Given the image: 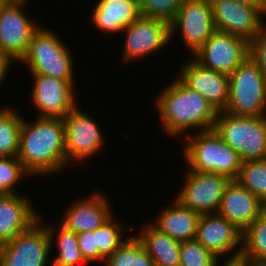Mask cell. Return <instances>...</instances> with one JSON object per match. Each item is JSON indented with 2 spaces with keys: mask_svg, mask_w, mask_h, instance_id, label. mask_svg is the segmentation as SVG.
Segmentation results:
<instances>
[{
  "mask_svg": "<svg viewBox=\"0 0 266 266\" xmlns=\"http://www.w3.org/2000/svg\"><path fill=\"white\" fill-rule=\"evenodd\" d=\"M176 78L154 98L164 132L167 136L180 138L185 132V136L188 135L189 130L214 129L218 112L203 95Z\"/></svg>",
  "mask_w": 266,
  "mask_h": 266,
  "instance_id": "7a4b0ae2",
  "label": "cell"
},
{
  "mask_svg": "<svg viewBox=\"0 0 266 266\" xmlns=\"http://www.w3.org/2000/svg\"><path fill=\"white\" fill-rule=\"evenodd\" d=\"M149 224V225H148ZM135 235L156 266H180V243L151 223Z\"/></svg>",
  "mask_w": 266,
  "mask_h": 266,
  "instance_id": "603a6c76",
  "label": "cell"
},
{
  "mask_svg": "<svg viewBox=\"0 0 266 266\" xmlns=\"http://www.w3.org/2000/svg\"><path fill=\"white\" fill-rule=\"evenodd\" d=\"M223 262L222 263L219 262L216 266H221V264H222V266H246V261H243L241 259H235V260H226L225 259Z\"/></svg>",
  "mask_w": 266,
  "mask_h": 266,
  "instance_id": "d590c367",
  "label": "cell"
},
{
  "mask_svg": "<svg viewBox=\"0 0 266 266\" xmlns=\"http://www.w3.org/2000/svg\"><path fill=\"white\" fill-rule=\"evenodd\" d=\"M122 32L125 45L120 60L124 64L153 55L170 42V24L162 19L140 16Z\"/></svg>",
  "mask_w": 266,
  "mask_h": 266,
  "instance_id": "4fadbf2b",
  "label": "cell"
},
{
  "mask_svg": "<svg viewBox=\"0 0 266 266\" xmlns=\"http://www.w3.org/2000/svg\"><path fill=\"white\" fill-rule=\"evenodd\" d=\"M195 239L220 260L239 259L242 251V232L217 213L200 215Z\"/></svg>",
  "mask_w": 266,
  "mask_h": 266,
  "instance_id": "2e32d148",
  "label": "cell"
},
{
  "mask_svg": "<svg viewBox=\"0 0 266 266\" xmlns=\"http://www.w3.org/2000/svg\"><path fill=\"white\" fill-rule=\"evenodd\" d=\"M229 89L225 112L237 116H266V75L250 57L229 75Z\"/></svg>",
  "mask_w": 266,
  "mask_h": 266,
  "instance_id": "8992f818",
  "label": "cell"
},
{
  "mask_svg": "<svg viewBox=\"0 0 266 266\" xmlns=\"http://www.w3.org/2000/svg\"><path fill=\"white\" fill-rule=\"evenodd\" d=\"M184 185L174 198L183 206L203 215L216 213L224 191L231 181L227 176L185 168Z\"/></svg>",
  "mask_w": 266,
  "mask_h": 266,
  "instance_id": "30bf717a",
  "label": "cell"
},
{
  "mask_svg": "<svg viewBox=\"0 0 266 266\" xmlns=\"http://www.w3.org/2000/svg\"><path fill=\"white\" fill-rule=\"evenodd\" d=\"M32 76L34 82L30 101L38 110V117L63 119L77 105L75 82H66L44 74H32Z\"/></svg>",
  "mask_w": 266,
  "mask_h": 266,
  "instance_id": "5bb4252c",
  "label": "cell"
},
{
  "mask_svg": "<svg viewBox=\"0 0 266 266\" xmlns=\"http://www.w3.org/2000/svg\"><path fill=\"white\" fill-rule=\"evenodd\" d=\"M22 121L12 105L0 108V157H17Z\"/></svg>",
  "mask_w": 266,
  "mask_h": 266,
  "instance_id": "484cf974",
  "label": "cell"
},
{
  "mask_svg": "<svg viewBox=\"0 0 266 266\" xmlns=\"http://www.w3.org/2000/svg\"><path fill=\"white\" fill-rule=\"evenodd\" d=\"M210 2L217 31L240 36L250 42L266 24L262 19L266 13L261 7H248L232 0Z\"/></svg>",
  "mask_w": 266,
  "mask_h": 266,
  "instance_id": "9a60e30c",
  "label": "cell"
},
{
  "mask_svg": "<svg viewBox=\"0 0 266 266\" xmlns=\"http://www.w3.org/2000/svg\"><path fill=\"white\" fill-rule=\"evenodd\" d=\"M114 217L116 216L113 215L106 223L95 230L99 261L102 263L128 239L123 234L125 229L121 226L120 222H116L117 220Z\"/></svg>",
  "mask_w": 266,
  "mask_h": 266,
  "instance_id": "f1b7e54d",
  "label": "cell"
},
{
  "mask_svg": "<svg viewBox=\"0 0 266 266\" xmlns=\"http://www.w3.org/2000/svg\"><path fill=\"white\" fill-rule=\"evenodd\" d=\"M105 266H156L135 236H129L103 263Z\"/></svg>",
  "mask_w": 266,
  "mask_h": 266,
  "instance_id": "4316f807",
  "label": "cell"
},
{
  "mask_svg": "<svg viewBox=\"0 0 266 266\" xmlns=\"http://www.w3.org/2000/svg\"><path fill=\"white\" fill-rule=\"evenodd\" d=\"M249 57V42L230 33L215 31L192 58L211 70L230 75Z\"/></svg>",
  "mask_w": 266,
  "mask_h": 266,
  "instance_id": "7c38bea8",
  "label": "cell"
},
{
  "mask_svg": "<svg viewBox=\"0 0 266 266\" xmlns=\"http://www.w3.org/2000/svg\"><path fill=\"white\" fill-rule=\"evenodd\" d=\"M32 177L18 157H0V195L17 194V184Z\"/></svg>",
  "mask_w": 266,
  "mask_h": 266,
  "instance_id": "f546056e",
  "label": "cell"
},
{
  "mask_svg": "<svg viewBox=\"0 0 266 266\" xmlns=\"http://www.w3.org/2000/svg\"><path fill=\"white\" fill-rule=\"evenodd\" d=\"M8 0H0V8L7 2Z\"/></svg>",
  "mask_w": 266,
  "mask_h": 266,
  "instance_id": "ab89813d",
  "label": "cell"
},
{
  "mask_svg": "<svg viewBox=\"0 0 266 266\" xmlns=\"http://www.w3.org/2000/svg\"><path fill=\"white\" fill-rule=\"evenodd\" d=\"M259 2H260V7L266 13V0H259Z\"/></svg>",
  "mask_w": 266,
  "mask_h": 266,
  "instance_id": "74e56055",
  "label": "cell"
},
{
  "mask_svg": "<svg viewBox=\"0 0 266 266\" xmlns=\"http://www.w3.org/2000/svg\"><path fill=\"white\" fill-rule=\"evenodd\" d=\"M235 180L266 204V159L242 162Z\"/></svg>",
  "mask_w": 266,
  "mask_h": 266,
  "instance_id": "83f0119b",
  "label": "cell"
},
{
  "mask_svg": "<svg viewBox=\"0 0 266 266\" xmlns=\"http://www.w3.org/2000/svg\"><path fill=\"white\" fill-rule=\"evenodd\" d=\"M185 0H139L141 16L162 19L169 24Z\"/></svg>",
  "mask_w": 266,
  "mask_h": 266,
  "instance_id": "1f68e13d",
  "label": "cell"
},
{
  "mask_svg": "<svg viewBox=\"0 0 266 266\" xmlns=\"http://www.w3.org/2000/svg\"><path fill=\"white\" fill-rule=\"evenodd\" d=\"M78 245L85 261L89 263L99 262V251L95 241V231H85L77 234Z\"/></svg>",
  "mask_w": 266,
  "mask_h": 266,
  "instance_id": "836d02e7",
  "label": "cell"
},
{
  "mask_svg": "<svg viewBox=\"0 0 266 266\" xmlns=\"http://www.w3.org/2000/svg\"><path fill=\"white\" fill-rule=\"evenodd\" d=\"M30 200L19 193L0 195V245L16 238L38 221V213Z\"/></svg>",
  "mask_w": 266,
  "mask_h": 266,
  "instance_id": "ffe728a7",
  "label": "cell"
},
{
  "mask_svg": "<svg viewBox=\"0 0 266 266\" xmlns=\"http://www.w3.org/2000/svg\"><path fill=\"white\" fill-rule=\"evenodd\" d=\"M62 38L42 25L33 34L26 55L19 64H26L31 74H44L75 82L74 60Z\"/></svg>",
  "mask_w": 266,
  "mask_h": 266,
  "instance_id": "277c9868",
  "label": "cell"
},
{
  "mask_svg": "<svg viewBox=\"0 0 266 266\" xmlns=\"http://www.w3.org/2000/svg\"><path fill=\"white\" fill-rule=\"evenodd\" d=\"M46 227L50 238L51 252L55 242L58 246V253L51 260L52 266H79L78 264H88L83 258L78 245L77 234L68 230L59 223L58 229L56 225L52 227L48 223L43 224ZM58 230V232H57ZM56 235V236H55ZM56 238V239H55Z\"/></svg>",
  "mask_w": 266,
  "mask_h": 266,
  "instance_id": "cb8c5ba5",
  "label": "cell"
},
{
  "mask_svg": "<svg viewBox=\"0 0 266 266\" xmlns=\"http://www.w3.org/2000/svg\"><path fill=\"white\" fill-rule=\"evenodd\" d=\"M214 130L242 162L266 159V116H237L220 111Z\"/></svg>",
  "mask_w": 266,
  "mask_h": 266,
  "instance_id": "5b68a950",
  "label": "cell"
},
{
  "mask_svg": "<svg viewBox=\"0 0 266 266\" xmlns=\"http://www.w3.org/2000/svg\"><path fill=\"white\" fill-rule=\"evenodd\" d=\"M94 117L82 112L77 105L62 119L65 134L66 164H83L104 149L105 138ZM103 134V135H102ZM104 138V139H103ZM89 158V159H88Z\"/></svg>",
  "mask_w": 266,
  "mask_h": 266,
  "instance_id": "ba28073f",
  "label": "cell"
},
{
  "mask_svg": "<svg viewBox=\"0 0 266 266\" xmlns=\"http://www.w3.org/2000/svg\"><path fill=\"white\" fill-rule=\"evenodd\" d=\"M41 221L39 215L28 230L0 245V266H52L50 238Z\"/></svg>",
  "mask_w": 266,
  "mask_h": 266,
  "instance_id": "9c48e42d",
  "label": "cell"
},
{
  "mask_svg": "<svg viewBox=\"0 0 266 266\" xmlns=\"http://www.w3.org/2000/svg\"><path fill=\"white\" fill-rule=\"evenodd\" d=\"M36 117L35 122L23 117L17 157L32 177H51L69 167L64 123L62 118Z\"/></svg>",
  "mask_w": 266,
  "mask_h": 266,
  "instance_id": "6da1fadb",
  "label": "cell"
},
{
  "mask_svg": "<svg viewBox=\"0 0 266 266\" xmlns=\"http://www.w3.org/2000/svg\"><path fill=\"white\" fill-rule=\"evenodd\" d=\"M249 57L266 75V24L254 39L249 42Z\"/></svg>",
  "mask_w": 266,
  "mask_h": 266,
  "instance_id": "d6a6232c",
  "label": "cell"
},
{
  "mask_svg": "<svg viewBox=\"0 0 266 266\" xmlns=\"http://www.w3.org/2000/svg\"><path fill=\"white\" fill-rule=\"evenodd\" d=\"M220 262L196 239L180 243V266H216Z\"/></svg>",
  "mask_w": 266,
  "mask_h": 266,
  "instance_id": "4dcf8cb0",
  "label": "cell"
},
{
  "mask_svg": "<svg viewBox=\"0 0 266 266\" xmlns=\"http://www.w3.org/2000/svg\"><path fill=\"white\" fill-rule=\"evenodd\" d=\"M215 31L210 0H185L170 23V41L180 32L187 50L193 54Z\"/></svg>",
  "mask_w": 266,
  "mask_h": 266,
  "instance_id": "8fae6325",
  "label": "cell"
},
{
  "mask_svg": "<svg viewBox=\"0 0 266 266\" xmlns=\"http://www.w3.org/2000/svg\"><path fill=\"white\" fill-rule=\"evenodd\" d=\"M185 138L187 142L182 146V154L187 162L186 168L192 171L221 174L231 180L237 178L242 160L214 129L189 132Z\"/></svg>",
  "mask_w": 266,
  "mask_h": 266,
  "instance_id": "3957f363",
  "label": "cell"
},
{
  "mask_svg": "<svg viewBox=\"0 0 266 266\" xmlns=\"http://www.w3.org/2000/svg\"><path fill=\"white\" fill-rule=\"evenodd\" d=\"M89 14L91 23L106 36L122 31L140 16L139 0H99ZM109 34V35H108Z\"/></svg>",
  "mask_w": 266,
  "mask_h": 266,
  "instance_id": "44dd1931",
  "label": "cell"
},
{
  "mask_svg": "<svg viewBox=\"0 0 266 266\" xmlns=\"http://www.w3.org/2000/svg\"><path fill=\"white\" fill-rule=\"evenodd\" d=\"M103 193L95 190L91 195L70 203L59 223L76 234L95 231L113 216L110 199Z\"/></svg>",
  "mask_w": 266,
  "mask_h": 266,
  "instance_id": "ac0fdd59",
  "label": "cell"
},
{
  "mask_svg": "<svg viewBox=\"0 0 266 266\" xmlns=\"http://www.w3.org/2000/svg\"><path fill=\"white\" fill-rule=\"evenodd\" d=\"M171 202L161 209L160 214L155 216V222L151 224L179 242L194 240L200 214L183 206L175 198Z\"/></svg>",
  "mask_w": 266,
  "mask_h": 266,
  "instance_id": "7402d4cb",
  "label": "cell"
},
{
  "mask_svg": "<svg viewBox=\"0 0 266 266\" xmlns=\"http://www.w3.org/2000/svg\"><path fill=\"white\" fill-rule=\"evenodd\" d=\"M12 63L13 61L7 55L0 52V87L6 82V76Z\"/></svg>",
  "mask_w": 266,
  "mask_h": 266,
  "instance_id": "e575fe53",
  "label": "cell"
},
{
  "mask_svg": "<svg viewBox=\"0 0 266 266\" xmlns=\"http://www.w3.org/2000/svg\"><path fill=\"white\" fill-rule=\"evenodd\" d=\"M232 1L248 7H260L259 0H232Z\"/></svg>",
  "mask_w": 266,
  "mask_h": 266,
  "instance_id": "8d00e7d4",
  "label": "cell"
},
{
  "mask_svg": "<svg viewBox=\"0 0 266 266\" xmlns=\"http://www.w3.org/2000/svg\"><path fill=\"white\" fill-rule=\"evenodd\" d=\"M265 210V204L236 180H231L221 198L217 214L234 224L241 232Z\"/></svg>",
  "mask_w": 266,
  "mask_h": 266,
  "instance_id": "d6986e66",
  "label": "cell"
},
{
  "mask_svg": "<svg viewBox=\"0 0 266 266\" xmlns=\"http://www.w3.org/2000/svg\"><path fill=\"white\" fill-rule=\"evenodd\" d=\"M182 63L178 78L190 89L203 95L217 111H224L229 101V75L211 70L192 57Z\"/></svg>",
  "mask_w": 266,
  "mask_h": 266,
  "instance_id": "e0dca14e",
  "label": "cell"
},
{
  "mask_svg": "<svg viewBox=\"0 0 266 266\" xmlns=\"http://www.w3.org/2000/svg\"><path fill=\"white\" fill-rule=\"evenodd\" d=\"M239 259L250 264L266 265V209L242 232Z\"/></svg>",
  "mask_w": 266,
  "mask_h": 266,
  "instance_id": "d4e9b609",
  "label": "cell"
},
{
  "mask_svg": "<svg viewBox=\"0 0 266 266\" xmlns=\"http://www.w3.org/2000/svg\"><path fill=\"white\" fill-rule=\"evenodd\" d=\"M246 266H266L263 264H250L249 262H246Z\"/></svg>",
  "mask_w": 266,
  "mask_h": 266,
  "instance_id": "f35d334b",
  "label": "cell"
},
{
  "mask_svg": "<svg viewBox=\"0 0 266 266\" xmlns=\"http://www.w3.org/2000/svg\"><path fill=\"white\" fill-rule=\"evenodd\" d=\"M27 4L28 0H8L0 8V52L14 63L26 55L30 39L41 26L25 13Z\"/></svg>",
  "mask_w": 266,
  "mask_h": 266,
  "instance_id": "52a82bcc",
  "label": "cell"
}]
</instances>
